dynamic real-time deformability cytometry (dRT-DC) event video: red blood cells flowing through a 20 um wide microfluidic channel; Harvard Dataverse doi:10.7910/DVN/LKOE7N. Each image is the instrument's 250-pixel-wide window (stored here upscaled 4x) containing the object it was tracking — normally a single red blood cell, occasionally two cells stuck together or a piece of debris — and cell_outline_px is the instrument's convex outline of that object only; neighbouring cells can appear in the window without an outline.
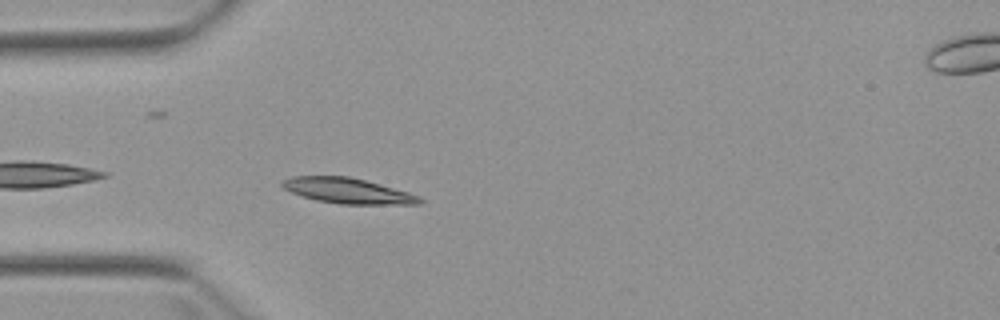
{"species": "Egyptian fruit bat (a non-hibernating species)", "species_latin": "Rousettus aegyptiacus", "temperature_condition": "warm", "stored_images_in_passage": 5, "camera_frame_rate_fps": 3000, "um_per_image_px": 0.085, "animal": {"sex": "female"}, "frame": {"image": 1, "passage_image": 4, "time_ms": 4.333, "image_size_px": [1000, 320], "cell_outline_px": [[424, 204], [340, 204], [316, 200], [292, 192], [284, 188], [280, 184], [280, 180], [292, 176], [348, 176], [380, 184], [408, 192], [420, 196], [424, 200]], "centroid_in_image_um": [29.57, 16.21], "position_along_channel_um": 55.4, "area_um2": 20.35}}